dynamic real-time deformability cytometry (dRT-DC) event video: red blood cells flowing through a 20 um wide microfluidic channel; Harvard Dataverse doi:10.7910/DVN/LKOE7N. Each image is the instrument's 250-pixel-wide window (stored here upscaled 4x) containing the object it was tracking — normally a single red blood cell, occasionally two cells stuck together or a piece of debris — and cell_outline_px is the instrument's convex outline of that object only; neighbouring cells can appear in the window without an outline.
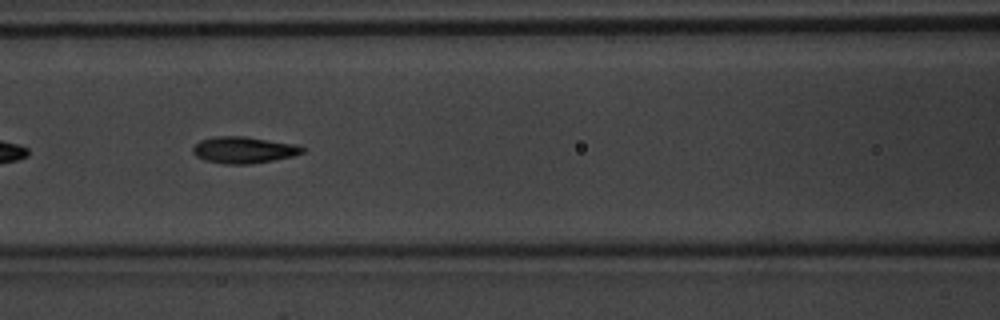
{"species": "common noctule bat (a hibernating species)", "species_latin": "Nyctalus noctula", "temperature_condition": "warm", "stored_images_in_passage": 32, "segment_of_instrument_passage": [2, 2], "camera_frame_rate_fps": 3000, "um_per_image_px": 0.085, "animal": {"sex": "male", "body_mass_g": 20.1, "forearm_length_mm": 53.5}, "frame": {"image": 1, "passage_image": 22, "time_ms": 7.0, "image_size_px": [1000, 320], "cell_outline_px": [[304, 152], [292, 156], [272, 160], [248, 164], [224, 164], [204, 160], [196, 156], [192, 152], [192, 148], [200, 140], [212, 136], [244, 136], [296, 144], [304, 148]], "centroid_in_image_um": [20.67, 12.74], "position_along_channel_um": 145.9, "area_um2": 16.94}}
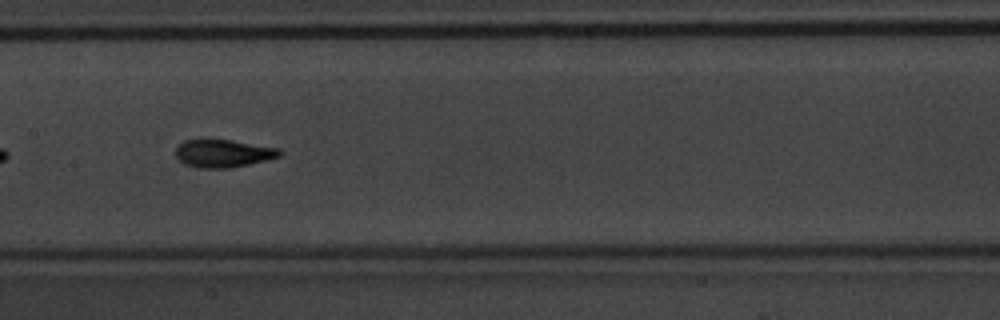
{"frame": {"image": 2, "passage_image": 25, "time_ms": 8.0, "image_size_px": [1000, 320], "cell_outline_px": [[284, 152], [280, 156], [248, 164], [228, 168], [200, 168], [184, 164], [176, 156], [176, 148], [184, 140], [208, 136], [280, 148]], "centroid_in_image_um": [18.94, 12.99], "position_along_channel_um": 188.5, "area_um2": 17.4}}